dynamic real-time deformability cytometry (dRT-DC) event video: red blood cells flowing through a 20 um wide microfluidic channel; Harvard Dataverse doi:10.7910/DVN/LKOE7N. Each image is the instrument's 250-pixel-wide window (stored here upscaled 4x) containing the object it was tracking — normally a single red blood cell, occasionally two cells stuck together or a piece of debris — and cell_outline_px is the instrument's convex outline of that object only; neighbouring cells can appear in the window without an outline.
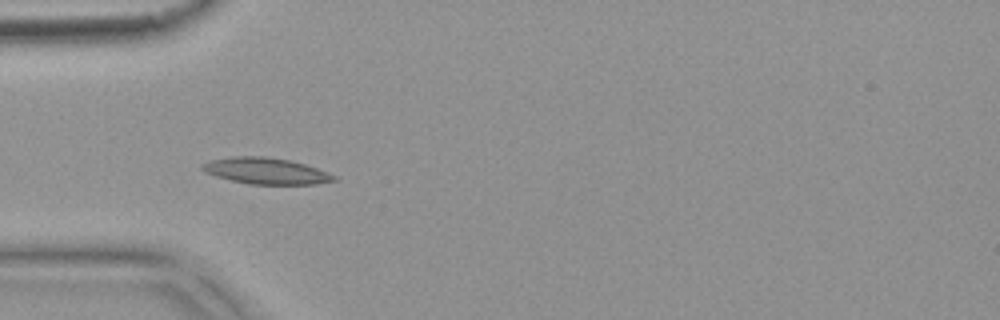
{"species": "common noctule bat (a hibernating species)", "species_latin": "Nyctalus noctula", "temperature_condition": "warm", "stored_images_in_passage": 9, "camera_frame_rate_fps": 3000, "um_per_image_px": 0.085, "animal": {"sex": "female", "body_mass_g": 18.4}, "frame": {"image": 1, "passage_image": 3, "time_ms": 0.667, "image_size_px": [1000, 320], "cell_outline_px": [[340, 180], [316, 184], [248, 184], [216, 176], [204, 172], [200, 168], [200, 164], [208, 160], [232, 156], [264, 156], [288, 160], [304, 164], [316, 168], [336, 176]], "centroid_in_image_um": [22.57, 14.52], "position_along_channel_um": 62.4, "area_um2": 20.23}}
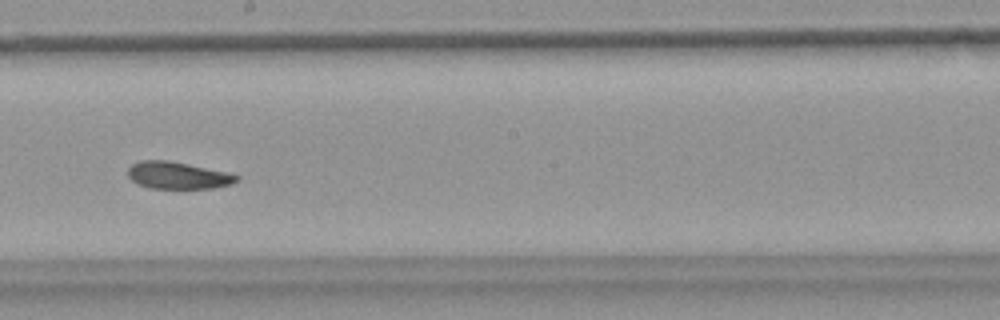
{"frame": {"image": 2, "passage_image": 7, "time_ms": 2.0, "image_size_px": [1000, 320], "cell_outline_px": [[240, 180], [232, 184], [212, 188], [148, 188], [136, 184], [128, 176], [128, 168], [132, 164], [140, 160], [168, 160], [188, 164], [224, 172], [240, 176]], "centroid_in_image_um": [15.08, 14.91], "position_along_channel_um": 233.1, "area_um2": 17.11}}
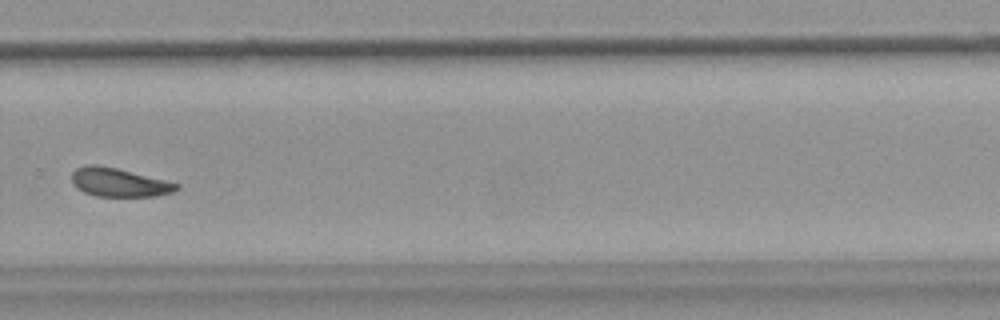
{"frame": {"image": 3, "passage_image": 9, "time_ms": 2.667, "image_size_px": [1000, 320], "cell_outline_px": [[180, 188], [172, 192], [156, 196], [96, 196], [84, 192], [76, 188], [72, 184], [72, 172], [76, 168], [84, 164], [96, 164], [116, 168], [180, 184]], "centroid_in_image_um": [10.07, 15.5], "position_along_channel_um": 319.7, "area_um2": 17.46}}